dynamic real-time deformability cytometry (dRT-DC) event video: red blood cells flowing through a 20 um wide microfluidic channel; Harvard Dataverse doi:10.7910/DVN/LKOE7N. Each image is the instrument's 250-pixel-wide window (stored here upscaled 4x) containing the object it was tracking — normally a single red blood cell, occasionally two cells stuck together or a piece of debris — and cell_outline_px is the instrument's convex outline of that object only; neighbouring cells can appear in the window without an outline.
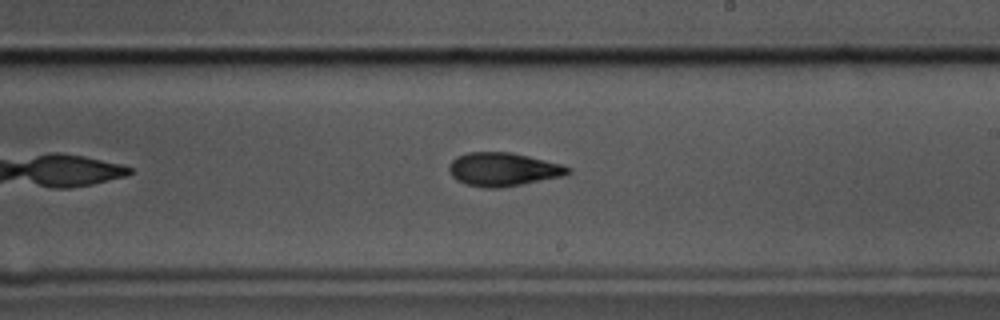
{"species": "common noctule bat (a hibernating species)", "species_latin": "Nyctalus noctula", "temperature_condition": "cold", "stored_images_in_passage": 38, "camera_frame_rate_fps": 3000, "um_per_image_px": 0.085, "animal": {"sex": "male", "body_mass_g": 17.5, "forearm_length_mm": 52.3}, "frame": {"image": 1, "passage_image": 17, "time_ms": 5.333, "image_size_px": [1000, 320], "cell_outline_px": [[572, 172], [564, 176], [500, 188], [484, 188], [468, 184], [456, 180], [452, 176], [448, 168], [448, 164], [456, 156], [468, 152], [512, 152], [560, 164], [572, 168]], "centroid_in_image_um": [42.75, 14.39], "position_along_channel_um": 246.2, "area_um2": 23.24}, "authors_computed_cell_mechanics": {"area_um2": 23.5824, "velocity_mm_per_s": 3.4818, "shape_relaxation_time_tau1_ms": 5.0466, "shape_relaxation_time_tau2_ms": 4.3564, "deformation_change_tau1": 0.1601, "deformation_change_tau2": 0.1186}}